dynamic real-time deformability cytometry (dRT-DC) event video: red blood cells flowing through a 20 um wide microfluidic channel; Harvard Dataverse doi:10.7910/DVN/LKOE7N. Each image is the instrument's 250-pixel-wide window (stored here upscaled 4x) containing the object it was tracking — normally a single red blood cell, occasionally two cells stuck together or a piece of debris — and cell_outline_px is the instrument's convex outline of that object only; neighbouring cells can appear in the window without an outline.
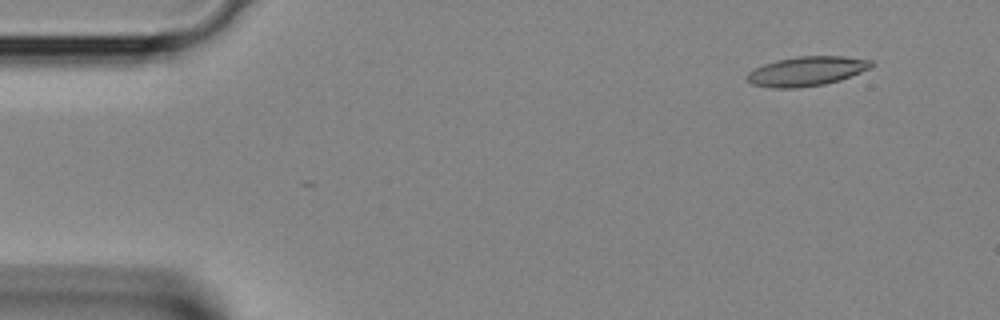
{"species": "Egyptian fruit bat (a non-hibernating species)", "species_latin": "Rousettus aegyptiacus", "temperature_condition": "room temperature", "stored_images_in_passage": 37, "camera_frame_rate_fps": 3000, "um_per_image_px": 0.085, "animal": {"sex": "female"}, "frame": {"image": 1, "passage_image": 1, "time_ms": 0.0, "image_size_px": [1000, 320], "cell_outline_px": [[872, 68], [840, 80], [824, 84], [800, 88], [772, 88], [752, 84], [748, 80], [748, 72], [764, 64], [776, 60], [796, 56], [844, 56], [872, 60]], "centroid_in_image_um": [68.59, 6.05], "position_along_channel_um": 16.4, "area_um2": 21.33}}
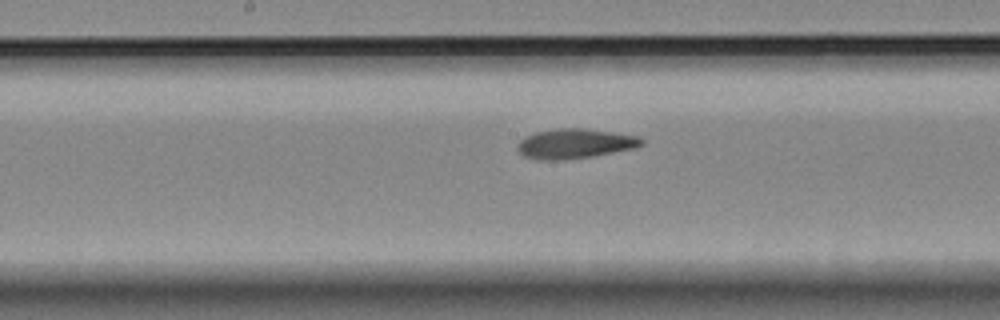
{"frame": {"image": 2, "passage_image": 17, "time_ms": 5.333, "image_size_px": [1000, 320], "cell_outline_px": [[644, 144], [636, 148], [592, 156], [560, 160], [536, 160], [524, 156], [516, 148], [520, 140], [524, 136], [536, 132], [556, 128], [580, 128], [612, 132], [640, 136], [644, 140]], "centroid_in_image_um": [48.86, 12.21], "position_along_channel_um": 199.3, "area_um2": 21.62}}
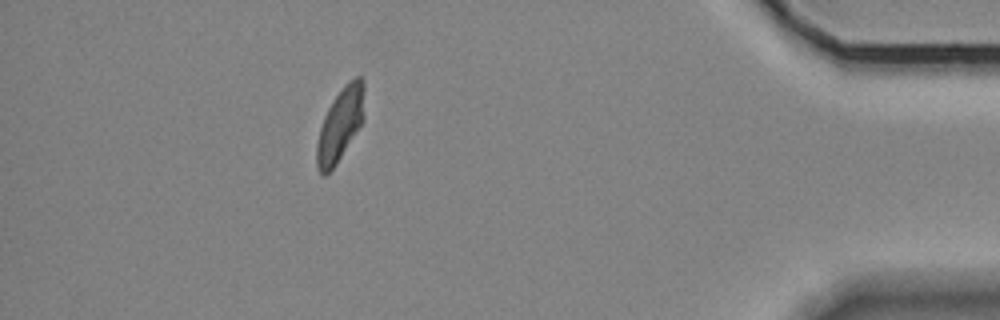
{"frame": {"image": 3, "passage_image": 32, "time_ms": 10.333, "image_size_px": [1000, 320], "cell_outline_px": [[364, 120], [336, 164], [324, 176], [316, 168], [316, 144], [320, 128], [324, 116], [328, 108], [344, 84], [348, 80], [356, 76], [360, 76], [364, 80]], "centroid_in_image_um": [28.92, 10.56], "position_along_channel_um": 406.3, "area_um2": 20.29}}